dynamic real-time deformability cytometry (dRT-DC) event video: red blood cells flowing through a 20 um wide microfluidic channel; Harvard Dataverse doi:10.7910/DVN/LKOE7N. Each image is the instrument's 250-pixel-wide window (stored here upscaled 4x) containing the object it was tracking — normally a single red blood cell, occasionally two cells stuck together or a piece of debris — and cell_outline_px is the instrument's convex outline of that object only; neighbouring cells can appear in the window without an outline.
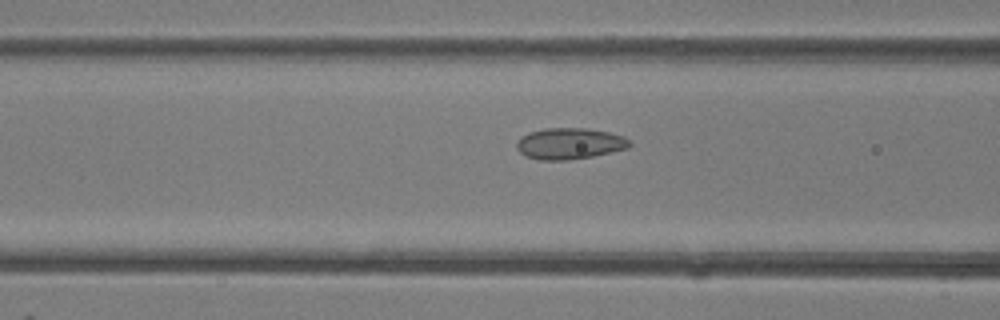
{"species": "common noctule bat (a hibernating species)", "species_latin": "Nyctalus noctula", "temperature_condition": "room temperature", "stored_images_in_passage": 42, "camera_frame_rate_fps": 3000, "um_per_image_px": 0.085, "animal": {"sex": "female"}, "frame": {"image": 1, "passage_image": 17, "time_ms": 5.333, "image_size_px": [1000, 320], "cell_outline_px": [[632, 144], [628, 148], [592, 156], [568, 160], [540, 160], [524, 156], [516, 148], [516, 144], [520, 136], [528, 132], [544, 128], [588, 128], [608, 132], [624, 136]], "centroid_in_image_um": [48.38, 12.2], "position_along_channel_um": 118.2, "area_um2": 20.69}}
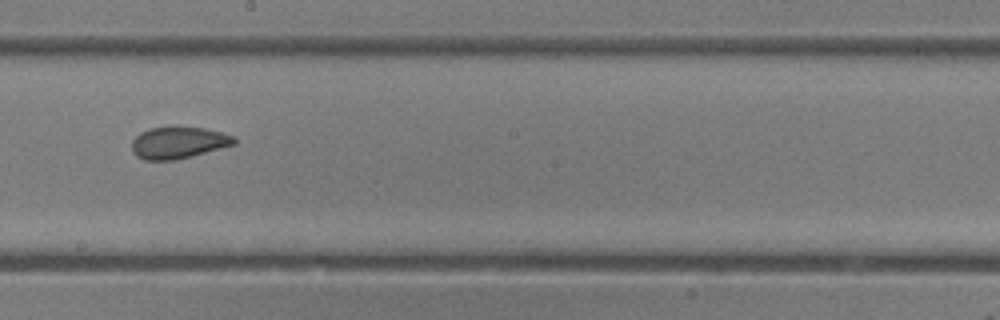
{"frame": {"image": 2, "passage_image": 24, "time_ms": 7.667, "image_size_px": [1000, 320], "cell_outline_px": [[236, 144], [192, 156], [176, 160], [144, 160], [136, 156], [132, 152], [132, 140], [140, 132], [152, 128], [172, 124], [176, 124], [204, 128], [236, 136]], "centroid_in_image_um": [15.16, 12.09], "position_along_channel_um": 233.0, "area_um2": 19.59}}
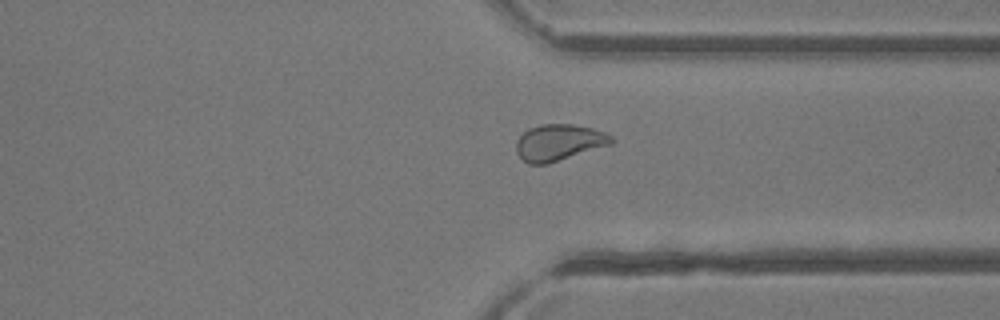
{"frame": {"image": 3, "passage_image": 32, "time_ms": 10.333, "image_size_px": [1000, 320], "cell_outline_px": [[616, 140], [612, 144], [548, 164], [528, 164], [516, 152], [516, 140], [528, 128], [540, 124], [572, 124], [592, 128], [604, 132], [612, 136]], "centroid_in_image_um": [47.51, 12.11], "position_along_channel_um": 363.9, "area_um2": 20.29}}